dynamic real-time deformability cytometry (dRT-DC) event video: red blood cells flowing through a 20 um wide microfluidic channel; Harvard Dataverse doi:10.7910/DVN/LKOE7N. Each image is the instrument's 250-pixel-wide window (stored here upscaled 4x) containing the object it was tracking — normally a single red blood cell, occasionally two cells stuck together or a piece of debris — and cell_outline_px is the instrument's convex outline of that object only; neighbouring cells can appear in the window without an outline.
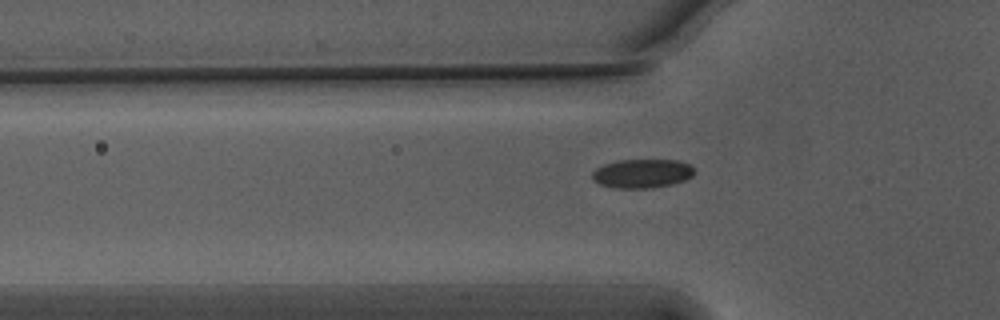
{"species": "Egyptian fruit bat (a non-hibernating species)", "species_latin": "Rousettus aegyptiacus", "temperature_condition": "warm", "stored_images_in_passage": 42, "camera_frame_rate_fps": 3000, "um_per_image_px": 0.085, "animal": {"sex": "male"}, "frame": {"image": 1, "passage_image": 12, "time_ms": 3.667, "image_size_px": [1000, 320], "cell_outline_px": [[692, 176], [684, 180], [672, 184], [652, 188], [612, 188], [600, 184], [592, 180], [592, 172], [596, 168], [604, 164], [620, 160], [680, 160], [692, 164]], "centroid_in_image_um": [54.56, 14.75], "position_along_channel_um": 71.2, "area_um2": 17.28}}
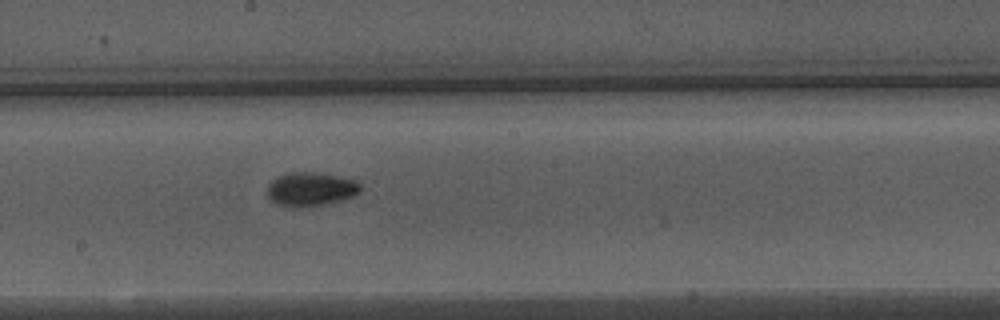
{"frame": {"image": 2, "passage_image": 24, "time_ms": 7.667, "image_size_px": [1000, 320], "cell_outline_px": [[360, 192], [352, 196], [320, 204], [280, 204], [272, 200], [268, 196], [268, 184], [276, 176], [288, 172], [316, 172], [356, 180], [360, 184]], "centroid_in_image_um": [26.41, 16.0], "position_along_channel_um": 221.8, "area_um2": 17.4}}
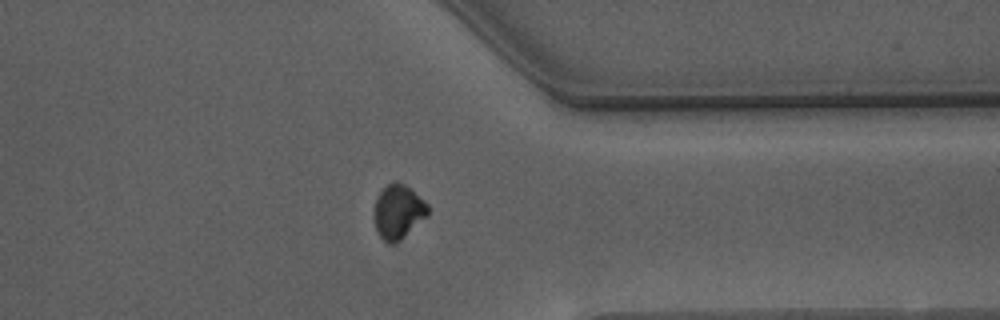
{"frame": {"image": 3, "passage_image": 37, "time_ms": 12.0, "image_size_px": [1000, 320], "cell_outline_px": [[428, 216], [396, 244], [388, 244], [376, 232], [376, 196], [392, 180], [396, 180], [404, 184], [424, 200], [428, 204]], "centroid_in_image_um": [33.87, 18.01], "position_along_channel_um": 377.5, "area_um2": 16.88}, "authors_computed_cell_mechanics": {"area_um2": 17.1377, "velocity_mm_per_s": 3.7527, "shape_relaxation_time_tau1_ms": 4.8739, "shape_relaxation_time_tau2_ms": 4.0161, "deformation_change_tau1": 0.1176, "deformation_change_tau2": 0.0607}}